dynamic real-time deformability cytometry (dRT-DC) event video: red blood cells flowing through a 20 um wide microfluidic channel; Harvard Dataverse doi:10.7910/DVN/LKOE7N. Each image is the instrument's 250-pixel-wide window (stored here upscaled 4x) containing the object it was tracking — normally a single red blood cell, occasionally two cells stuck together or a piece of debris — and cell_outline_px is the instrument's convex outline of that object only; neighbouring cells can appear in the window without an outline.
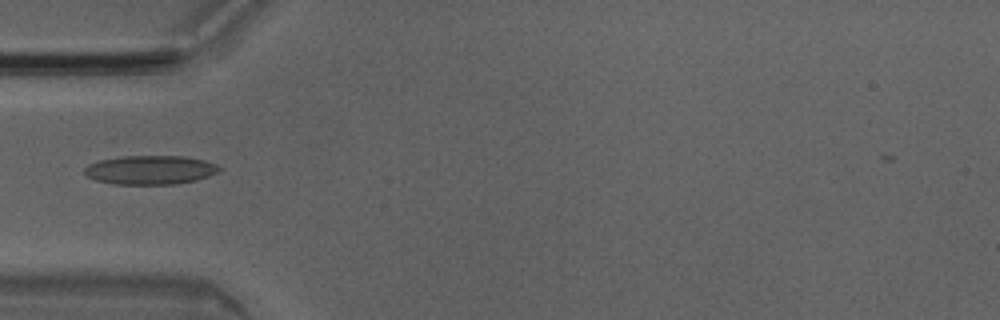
{"species": "Egyptian fruit bat (a non-hibernating species)", "species_latin": "Rousettus aegyptiacus", "temperature_condition": "room temperature", "stored_images_in_passage": 35, "camera_frame_rate_fps": 3000, "um_per_image_px": 0.085, "animal": {"sex": "male"}, "frame": {"image": 1, "passage_image": 1, "time_ms": 0.0, "image_size_px": [1000, 320], "cell_outline_px": [[224, 168], [208, 176], [196, 180], [176, 184], [112, 184], [96, 180], [88, 176], [84, 172], [84, 168], [88, 164], [100, 160], [120, 156], [184, 156], [204, 160], [216, 164]], "centroid_in_image_um": [12.77, 14.44], "position_along_channel_um": 72.2, "area_um2": 22.77}}
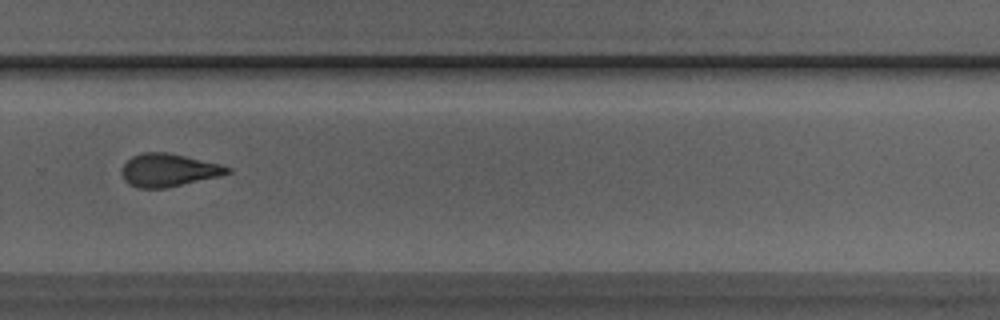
{"frame": {"image": 2, "passage_image": 19, "time_ms": 6.0, "image_size_px": [1000, 320], "cell_outline_px": [[232, 172], [220, 176], [164, 188], [136, 188], [128, 184], [124, 180], [120, 172], [120, 168], [132, 156], [144, 152], [168, 152], [220, 164], [232, 168]], "centroid_in_image_um": [14.29, 14.46], "position_along_channel_um": 315.5, "area_um2": 20.35}}
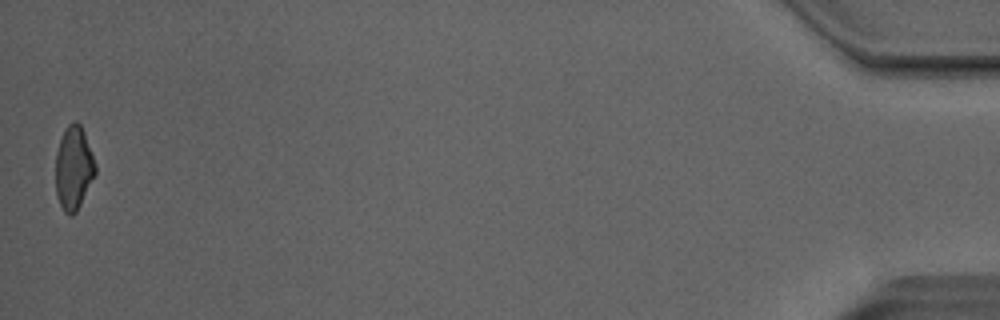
{"frame": {"image": 3, "passage_image": 35, "time_ms": 11.333, "image_size_px": [1000, 320], "cell_outline_px": [[96, 172], [76, 212], [72, 216], [68, 216], [64, 212], [56, 196], [56, 152], [64, 128], [72, 120], [76, 120], [80, 124], [84, 132], [96, 164]], "centroid_in_image_um": [6.25, 14.26], "position_along_channel_um": 429.0, "area_um2": 19.36}}